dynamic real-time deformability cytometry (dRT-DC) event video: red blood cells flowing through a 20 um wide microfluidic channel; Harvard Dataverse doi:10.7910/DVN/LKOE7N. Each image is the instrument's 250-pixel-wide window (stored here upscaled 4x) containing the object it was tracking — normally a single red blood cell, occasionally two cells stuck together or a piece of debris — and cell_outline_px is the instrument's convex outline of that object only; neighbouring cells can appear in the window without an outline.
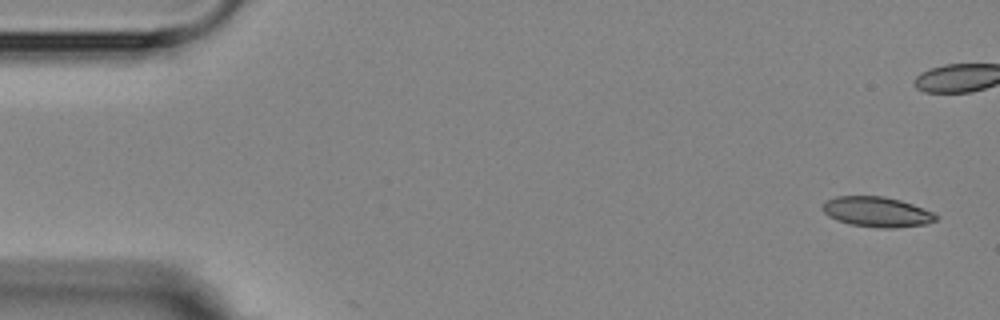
{"species": "Egyptian fruit bat (a non-hibernating species)", "species_latin": "Rousettus aegyptiacus", "temperature_condition": "room temperature", "stored_images_in_passage": 5, "camera_frame_rate_fps": 3000, "um_per_image_px": 0.085, "animal": {"sex": "female"}, "frame": {"image": 1, "passage_image": 1, "time_ms": 0.0, "image_size_px": [1000, 320], "cell_outline_px": [[940, 216], [936, 220], [924, 224], [896, 228], [880, 228], [848, 224], [836, 220], [828, 216], [820, 208], [824, 200], [836, 196], [884, 196], [900, 200], [912, 204], [932, 212]], "centroid_in_image_um": [74.48, 18.01], "position_along_channel_um": 10.5, "area_um2": 20.11}}
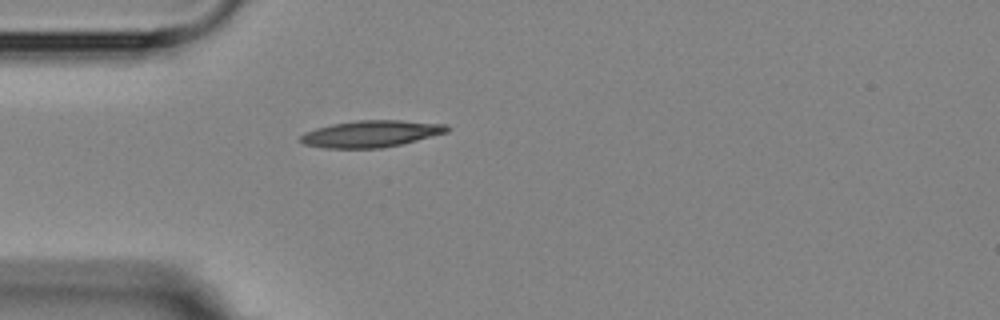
{"frame": {"image": 2, "passage_image": 5, "time_ms": 5.667, "image_size_px": [1000, 320], "cell_outline_px": [[452, 128], [448, 132], [400, 144], [380, 148], [324, 148], [304, 144], [296, 140], [304, 132], [316, 128], [332, 124], [356, 120], [400, 120], [448, 124]], "centroid_in_image_um": [31.52, 11.36], "position_along_channel_um": 53.5, "area_um2": 22.95}}